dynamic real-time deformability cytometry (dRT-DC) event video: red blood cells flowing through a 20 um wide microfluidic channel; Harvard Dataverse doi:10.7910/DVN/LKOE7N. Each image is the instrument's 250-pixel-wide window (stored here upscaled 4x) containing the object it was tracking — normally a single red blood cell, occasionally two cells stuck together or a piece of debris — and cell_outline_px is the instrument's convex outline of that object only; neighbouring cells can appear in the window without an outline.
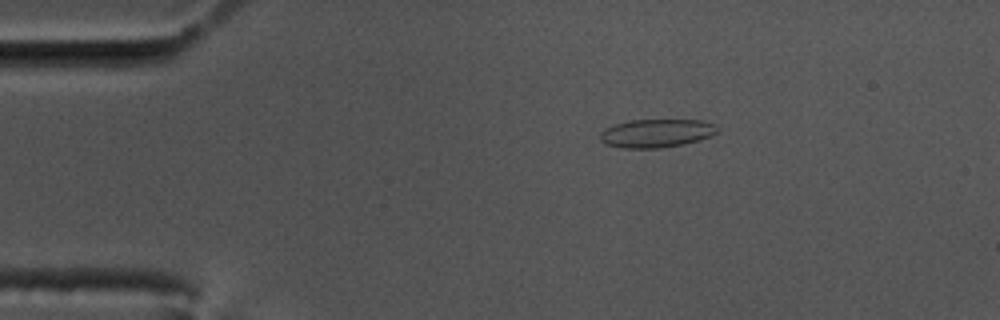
{"species": "common noctule bat (a hibernating species)", "species_latin": "Nyctalus noctula", "temperature_condition": "cold", "stored_images_in_passage": 55, "camera_frame_rate_fps": 3000, "um_per_image_px": 0.085, "animal": {"sex": "male", "body_mass_g": 17.5, "forearm_length_mm": 52.3}, "frame": {"image": 1, "passage_image": 7, "time_ms": 2.0, "image_size_px": [1000, 320], "cell_outline_px": [[720, 128], [716, 132], [700, 140], [684, 144], [656, 148], [624, 148], [604, 144], [600, 140], [600, 132], [604, 128], [628, 120], [700, 120], [716, 124]], "centroid_in_image_um": [55.78, 11.32], "position_along_channel_um": 29.2, "area_um2": 19.42}}
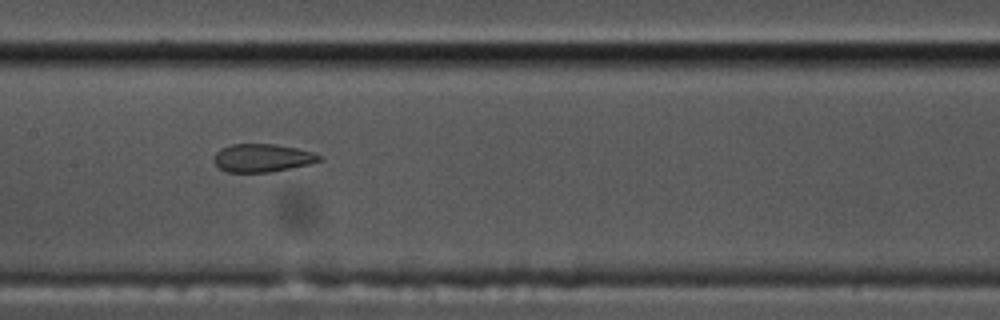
{"frame": {"image": 2, "passage_image": 25, "time_ms": 8.0, "image_size_px": [1000, 320], "cell_outline_px": [[324, 160], [312, 164], [272, 172], [228, 172], [220, 168], [212, 160], [216, 152], [220, 148], [232, 144], [272, 144], [296, 148], [312, 152], [320, 156]], "centroid_in_image_um": [22.31, 13.43], "position_along_channel_um": 185.1, "area_um2": 17.34}}
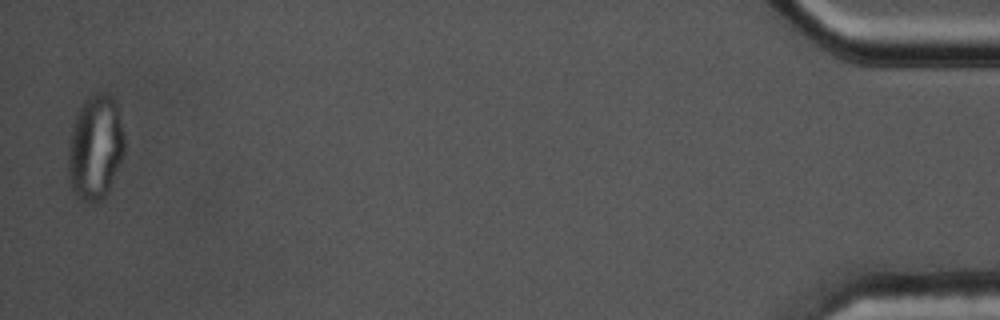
{"frame": {"image": 3, "passage_image": 54, "time_ms": 17.667, "image_size_px": [1000, 320], "cell_outline_px": [[124, 152], [108, 192], [100, 200], [80, 200], [72, 188], [68, 168], [68, 148], [72, 128], [76, 116], [84, 100], [96, 92], [112, 96], [116, 100], [124, 136]], "centroid_in_image_um": [8.11, 12.5], "position_along_channel_um": 427.1, "area_um2": 33.87}, "authors_computed_cell_mechanics": {"area_um2": 19.4208, "velocity_mm_per_s": 3.4549, "shape_relaxation_time_tau1_ms": null, "shape_relaxation_time_tau2_ms": 1.1185, "deformation_change_tau1": null, "deformation_change_tau2": 0.0566}}